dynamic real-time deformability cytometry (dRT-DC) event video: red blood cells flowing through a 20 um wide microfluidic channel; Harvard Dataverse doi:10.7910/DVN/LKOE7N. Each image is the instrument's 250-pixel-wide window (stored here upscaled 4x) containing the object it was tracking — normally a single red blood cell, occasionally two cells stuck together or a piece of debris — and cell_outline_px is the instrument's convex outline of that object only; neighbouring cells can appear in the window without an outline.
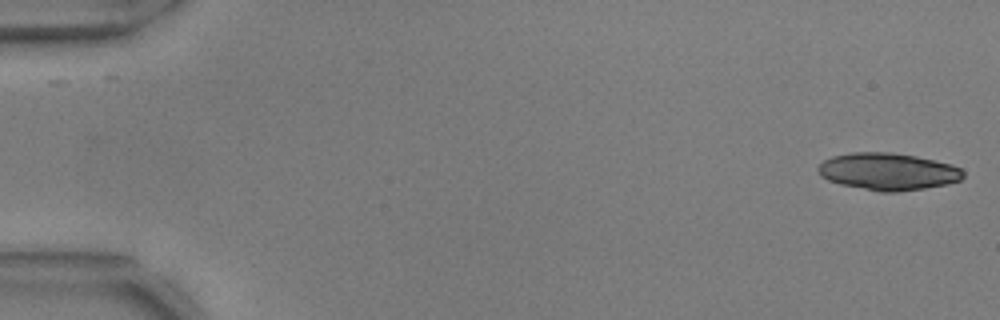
{"species": "common noctule bat (a hibernating species)", "species_latin": "Nyctalus noctula", "temperature_condition": "warm", "stored_images_in_passage": 53, "camera_frame_rate_fps": 3000, "um_per_image_px": 0.085, "animal": {"sex": "male", "body_mass_g": 17.9, "forearm_length_mm": 54.2}, "frame": {"image": 1, "passage_image": 1, "time_ms": 0.0, "image_size_px": [1000, 320], "cell_outline_px": [[964, 176], [960, 180], [948, 184], [924, 188], [896, 192], [880, 192], [840, 184], [828, 180], [820, 176], [816, 168], [824, 160], [832, 156], [852, 152], [888, 152], [916, 156], [952, 164], [960, 168], [964, 172]], "centroid_in_image_um": [75.47, 14.58], "position_along_channel_um": 9.5, "area_um2": 31.5}}
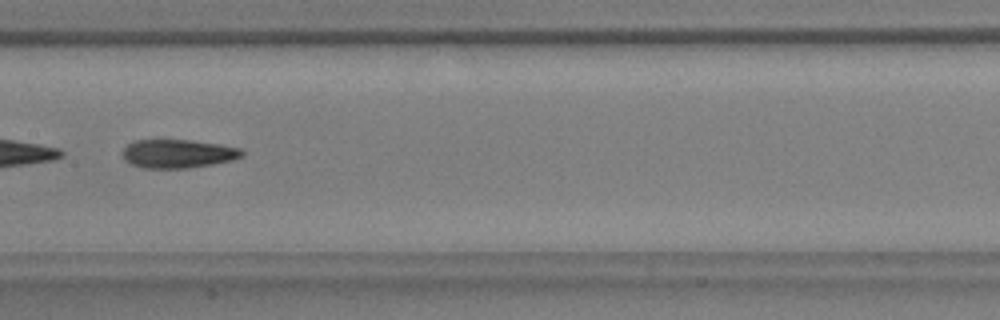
{"frame": {"image": 2, "passage_image": 28, "time_ms": 9.0, "image_size_px": [1000, 320], "cell_outline_px": [[244, 156], [232, 160], [212, 164], [188, 168], [144, 168], [132, 164], [124, 160], [120, 152], [128, 144], [136, 140], [192, 140], [220, 144], [240, 148], [244, 152]], "centroid_in_image_um": [15.12, 13.06], "position_along_channel_um": 192.3, "area_um2": 20.0}, "authors_computed_cell_mechanics": {"area_um2": 20.808, "velocity_mm_per_s": 3.7336, "shape_relaxation_time_tau1_ms": 5.9661, "shape_relaxation_time_tau2_ms": 2.5835, "deformation_change_tau1": 0.2113, "deformation_change_tau2": 0.111}}